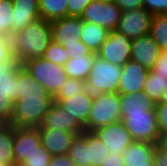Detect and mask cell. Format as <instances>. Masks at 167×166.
I'll list each match as a JSON object with an SVG mask.
<instances>
[{"label":"cell","instance_id":"44dd1931","mask_svg":"<svg viewBox=\"0 0 167 166\" xmlns=\"http://www.w3.org/2000/svg\"><path fill=\"white\" fill-rule=\"evenodd\" d=\"M20 66L21 63L14 55L0 64V97H6L13 103L17 100V70Z\"/></svg>","mask_w":167,"mask_h":166},{"label":"cell","instance_id":"ba28073f","mask_svg":"<svg viewBox=\"0 0 167 166\" xmlns=\"http://www.w3.org/2000/svg\"><path fill=\"white\" fill-rule=\"evenodd\" d=\"M121 9L114 1L93 0L82 13L81 20L114 31L120 20Z\"/></svg>","mask_w":167,"mask_h":166},{"label":"cell","instance_id":"603a6c76","mask_svg":"<svg viewBox=\"0 0 167 166\" xmlns=\"http://www.w3.org/2000/svg\"><path fill=\"white\" fill-rule=\"evenodd\" d=\"M97 56L96 52H92L84 58L74 57V59H69L64 65L67 76L69 78L86 81Z\"/></svg>","mask_w":167,"mask_h":166},{"label":"cell","instance_id":"8d00e7d4","mask_svg":"<svg viewBox=\"0 0 167 166\" xmlns=\"http://www.w3.org/2000/svg\"><path fill=\"white\" fill-rule=\"evenodd\" d=\"M14 103L6 97H0V120L2 123H10L13 114Z\"/></svg>","mask_w":167,"mask_h":166},{"label":"cell","instance_id":"d4e9b609","mask_svg":"<svg viewBox=\"0 0 167 166\" xmlns=\"http://www.w3.org/2000/svg\"><path fill=\"white\" fill-rule=\"evenodd\" d=\"M14 127L10 123L0 126V162L14 166Z\"/></svg>","mask_w":167,"mask_h":166},{"label":"cell","instance_id":"b9f144b4","mask_svg":"<svg viewBox=\"0 0 167 166\" xmlns=\"http://www.w3.org/2000/svg\"><path fill=\"white\" fill-rule=\"evenodd\" d=\"M153 159L156 166H167V149H165L161 144H157L153 154Z\"/></svg>","mask_w":167,"mask_h":166},{"label":"cell","instance_id":"4fadbf2b","mask_svg":"<svg viewBox=\"0 0 167 166\" xmlns=\"http://www.w3.org/2000/svg\"><path fill=\"white\" fill-rule=\"evenodd\" d=\"M37 128L14 127V166L24 162L41 144Z\"/></svg>","mask_w":167,"mask_h":166},{"label":"cell","instance_id":"8fae6325","mask_svg":"<svg viewBox=\"0 0 167 166\" xmlns=\"http://www.w3.org/2000/svg\"><path fill=\"white\" fill-rule=\"evenodd\" d=\"M93 132L103 141L109 152L113 154L122 155L133 142L122 121L99 127Z\"/></svg>","mask_w":167,"mask_h":166},{"label":"cell","instance_id":"ab89813d","mask_svg":"<svg viewBox=\"0 0 167 166\" xmlns=\"http://www.w3.org/2000/svg\"><path fill=\"white\" fill-rule=\"evenodd\" d=\"M48 166H77L68 154L53 155Z\"/></svg>","mask_w":167,"mask_h":166},{"label":"cell","instance_id":"9c48e42d","mask_svg":"<svg viewBox=\"0 0 167 166\" xmlns=\"http://www.w3.org/2000/svg\"><path fill=\"white\" fill-rule=\"evenodd\" d=\"M153 15L144 7L121 11L115 31L126 35L131 40L149 34Z\"/></svg>","mask_w":167,"mask_h":166},{"label":"cell","instance_id":"ac0fdd59","mask_svg":"<svg viewBox=\"0 0 167 166\" xmlns=\"http://www.w3.org/2000/svg\"><path fill=\"white\" fill-rule=\"evenodd\" d=\"M52 41L62 44L63 42H78L81 36L82 20L78 16H65L50 22Z\"/></svg>","mask_w":167,"mask_h":166},{"label":"cell","instance_id":"6da1fadb","mask_svg":"<svg viewBox=\"0 0 167 166\" xmlns=\"http://www.w3.org/2000/svg\"><path fill=\"white\" fill-rule=\"evenodd\" d=\"M17 100L10 124L13 127L38 128L54 102L44 87L23 68L17 70Z\"/></svg>","mask_w":167,"mask_h":166},{"label":"cell","instance_id":"277c9868","mask_svg":"<svg viewBox=\"0 0 167 166\" xmlns=\"http://www.w3.org/2000/svg\"><path fill=\"white\" fill-rule=\"evenodd\" d=\"M119 93L94 94L92 108L85 131L93 132L99 127L122 120Z\"/></svg>","mask_w":167,"mask_h":166},{"label":"cell","instance_id":"e0dca14e","mask_svg":"<svg viewBox=\"0 0 167 166\" xmlns=\"http://www.w3.org/2000/svg\"><path fill=\"white\" fill-rule=\"evenodd\" d=\"M38 131L41 144L52 156L67 154L74 138L78 135L64 130L38 129Z\"/></svg>","mask_w":167,"mask_h":166},{"label":"cell","instance_id":"8992f818","mask_svg":"<svg viewBox=\"0 0 167 166\" xmlns=\"http://www.w3.org/2000/svg\"><path fill=\"white\" fill-rule=\"evenodd\" d=\"M122 114V123L129 131L133 141L160 144L155 110L136 111Z\"/></svg>","mask_w":167,"mask_h":166},{"label":"cell","instance_id":"d590c367","mask_svg":"<svg viewBox=\"0 0 167 166\" xmlns=\"http://www.w3.org/2000/svg\"><path fill=\"white\" fill-rule=\"evenodd\" d=\"M93 0H68L67 16H78L80 17L84 12V9Z\"/></svg>","mask_w":167,"mask_h":166},{"label":"cell","instance_id":"836d02e7","mask_svg":"<svg viewBox=\"0 0 167 166\" xmlns=\"http://www.w3.org/2000/svg\"><path fill=\"white\" fill-rule=\"evenodd\" d=\"M62 45L68 51L69 59H74V57L84 58L92 53L80 39L78 42H63Z\"/></svg>","mask_w":167,"mask_h":166},{"label":"cell","instance_id":"7c38bea8","mask_svg":"<svg viewBox=\"0 0 167 166\" xmlns=\"http://www.w3.org/2000/svg\"><path fill=\"white\" fill-rule=\"evenodd\" d=\"M148 73V69L137 61L130 59L124 66H122L118 93L132 94L142 92Z\"/></svg>","mask_w":167,"mask_h":166},{"label":"cell","instance_id":"4dcf8cb0","mask_svg":"<svg viewBox=\"0 0 167 166\" xmlns=\"http://www.w3.org/2000/svg\"><path fill=\"white\" fill-rule=\"evenodd\" d=\"M87 90L86 81L67 78L66 81L61 85L59 91L53 96V98H67L70 95L80 94Z\"/></svg>","mask_w":167,"mask_h":166},{"label":"cell","instance_id":"5b68a950","mask_svg":"<svg viewBox=\"0 0 167 166\" xmlns=\"http://www.w3.org/2000/svg\"><path fill=\"white\" fill-rule=\"evenodd\" d=\"M22 66L51 96L59 91L68 78L64 66L52 63L44 57L29 59Z\"/></svg>","mask_w":167,"mask_h":166},{"label":"cell","instance_id":"ee69618b","mask_svg":"<svg viewBox=\"0 0 167 166\" xmlns=\"http://www.w3.org/2000/svg\"><path fill=\"white\" fill-rule=\"evenodd\" d=\"M160 102H167V88L163 90Z\"/></svg>","mask_w":167,"mask_h":166},{"label":"cell","instance_id":"f1b7e54d","mask_svg":"<svg viewBox=\"0 0 167 166\" xmlns=\"http://www.w3.org/2000/svg\"><path fill=\"white\" fill-rule=\"evenodd\" d=\"M12 0H0V36H12Z\"/></svg>","mask_w":167,"mask_h":166},{"label":"cell","instance_id":"cb8c5ba5","mask_svg":"<svg viewBox=\"0 0 167 166\" xmlns=\"http://www.w3.org/2000/svg\"><path fill=\"white\" fill-rule=\"evenodd\" d=\"M121 113L155 110L154 101L143 91L132 94H119Z\"/></svg>","mask_w":167,"mask_h":166},{"label":"cell","instance_id":"d6a6232c","mask_svg":"<svg viewBox=\"0 0 167 166\" xmlns=\"http://www.w3.org/2000/svg\"><path fill=\"white\" fill-rule=\"evenodd\" d=\"M155 112L157 118V127L160 138L167 136V102L155 103Z\"/></svg>","mask_w":167,"mask_h":166},{"label":"cell","instance_id":"7a4b0ae2","mask_svg":"<svg viewBox=\"0 0 167 166\" xmlns=\"http://www.w3.org/2000/svg\"><path fill=\"white\" fill-rule=\"evenodd\" d=\"M52 41L51 23L39 18L11 36L12 54L23 62L43 57Z\"/></svg>","mask_w":167,"mask_h":166},{"label":"cell","instance_id":"7402d4cb","mask_svg":"<svg viewBox=\"0 0 167 166\" xmlns=\"http://www.w3.org/2000/svg\"><path fill=\"white\" fill-rule=\"evenodd\" d=\"M109 31L94 23L82 21L80 40L92 51L98 52L106 40Z\"/></svg>","mask_w":167,"mask_h":166},{"label":"cell","instance_id":"484cf974","mask_svg":"<svg viewBox=\"0 0 167 166\" xmlns=\"http://www.w3.org/2000/svg\"><path fill=\"white\" fill-rule=\"evenodd\" d=\"M68 0H39L40 18L49 22L67 16Z\"/></svg>","mask_w":167,"mask_h":166},{"label":"cell","instance_id":"30bf717a","mask_svg":"<svg viewBox=\"0 0 167 166\" xmlns=\"http://www.w3.org/2000/svg\"><path fill=\"white\" fill-rule=\"evenodd\" d=\"M132 40L117 31H109L97 55L114 65L124 66L131 59Z\"/></svg>","mask_w":167,"mask_h":166},{"label":"cell","instance_id":"52a82bcc","mask_svg":"<svg viewBox=\"0 0 167 166\" xmlns=\"http://www.w3.org/2000/svg\"><path fill=\"white\" fill-rule=\"evenodd\" d=\"M121 73L122 66L97 56L86 79L87 90L91 94L117 93Z\"/></svg>","mask_w":167,"mask_h":166},{"label":"cell","instance_id":"7bdbcfd3","mask_svg":"<svg viewBox=\"0 0 167 166\" xmlns=\"http://www.w3.org/2000/svg\"><path fill=\"white\" fill-rule=\"evenodd\" d=\"M102 166H125L122 155L110 153Z\"/></svg>","mask_w":167,"mask_h":166},{"label":"cell","instance_id":"2e32d148","mask_svg":"<svg viewBox=\"0 0 167 166\" xmlns=\"http://www.w3.org/2000/svg\"><path fill=\"white\" fill-rule=\"evenodd\" d=\"M160 52V47L149 34L132 40L131 59L137 61L148 70L154 68Z\"/></svg>","mask_w":167,"mask_h":166},{"label":"cell","instance_id":"f6af8a7d","mask_svg":"<svg viewBox=\"0 0 167 166\" xmlns=\"http://www.w3.org/2000/svg\"><path fill=\"white\" fill-rule=\"evenodd\" d=\"M160 144H161L165 149H167V136H166V137H163V138L161 139Z\"/></svg>","mask_w":167,"mask_h":166},{"label":"cell","instance_id":"4316f807","mask_svg":"<svg viewBox=\"0 0 167 166\" xmlns=\"http://www.w3.org/2000/svg\"><path fill=\"white\" fill-rule=\"evenodd\" d=\"M166 88L167 80L161 76H156L152 70H149L143 92L151 98L154 103H158L161 100L163 90Z\"/></svg>","mask_w":167,"mask_h":166},{"label":"cell","instance_id":"74e56055","mask_svg":"<svg viewBox=\"0 0 167 166\" xmlns=\"http://www.w3.org/2000/svg\"><path fill=\"white\" fill-rule=\"evenodd\" d=\"M152 71L156 76H161L167 80V50H161Z\"/></svg>","mask_w":167,"mask_h":166},{"label":"cell","instance_id":"3957f363","mask_svg":"<svg viewBox=\"0 0 167 166\" xmlns=\"http://www.w3.org/2000/svg\"><path fill=\"white\" fill-rule=\"evenodd\" d=\"M67 154L77 166H102L110 152L94 132L84 131L76 135Z\"/></svg>","mask_w":167,"mask_h":166},{"label":"cell","instance_id":"83f0119b","mask_svg":"<svg viewBox=\"0 0 167 166\" xmlns=\"http://www.w3.org/2000/svg\"><path fill=\"white\" fill-rule=\"evenodd\" d=\"M149 35L161 50H167V15H153Z\"/></svg>","mask_w":167,"mask_h":166},{"label":"cell","instance_id":"9a60e30c","mask_svg":"<svg viewBox=\"0 0 167 166\" xmlns=\"http://www.w3.org/2000/svg\"><path fill=\"white\" fill-rule=\"evenodd\" d=\"M93 99L94 94H91L88 90L80 94L70 95L67 98H53L71 117H75L83 127L87 124Z\"/></svg>","mask_w":167,"mask_h":166},{"label":"cell","instance_id":"5bb4252c","mask_svg":"<svg viewBox=\"0 0 167 166\" xmlns=\"http://www.w3.org/2000/svg\"><path fill=\"white\" fill-rule=\"evenodd\" d=\"M37 129L64 130L73 133L82 134L85 129L75 119L71 117L65 109L61 108L55 101L49 108L41 125Z\"/></svg>","mask_w":167,"mask_h":166},{"label":"cell","instance_id":"1f68e13d","mask_svg":"<svg viewBox=\"0 0 167 166\" xmlns=\"http://www.w3.org/2000/svg\"><path fill=\"white\" fill-rule=\"evenodd\" d=\"M52 155L44 148L42 144L34 150L29 157L17 166H48Z\"/></svg>","mask_w":167,"mask_h":166},{"label":"cell","instance_id":"f35d334b","mask_svg":"<svg viewBox=\"0 0 167 166\" xmlns=\"http://www.w3.org/2000/svg\"><path fill=\"white\" fill-rule=\"evenodd\" d=\"M12 56L11 37L0 36V64L10 59Z\"/></svg>","mask_w":167,"mask_h":166},{"label":"cell","instance_id":"60d3db41","mask_svg":"<svg viewBox=\"0 0 167 166\" xmlns=\"http://www.w3.org/2000/svg\"><path fill=\"white\" fill-rule=\"evenodd\" d=\"M121 11H128L144 7L143 0H114Z\"/></svg>","mask_w":167,"mask_h":166},{"label":"cell","instance_id":"bcb514c9","mask_svg":"<svg viewBox=\"0 0 167 166\" xmlns=\"http://www.w3.org/2000/svg\"><path fill=\"white\" fill-rule=\"evenodd\" d=\"M0 166H7V165H5L4 163L0 162Z\"/></svg>","mask_w":167,"mask_h":166},{"label":"cell","instance_id":"d6986e66","mask_svg":"<svg viewBox=\"0 0 167 166\" xmlns=\"http://www.w3.org/2000/svg\"><path fill=\"white\" fill-rule=\"evenodd\" d=\"M12 35L40 18L37 0H12Z\"/></svg>","mask_w":167,"mask_h":166},{"label":"cell","instance_id":"e575fe53","mask_svg":"<svg viewBox=\"0 0 167 166\" xmlns=\"http://www.w3.org/2000/svg\"><path fill=\"white\" fill-rule=\"evenodd\" d=\"M143 5L152 15H167V0H143Z\"/></svg>","mask_w":167,"mask_h":166},{"label":"cell","instance_id":"ffe728a7","mask_svg":"<svg viewBox=\"0 0 167 166\" xmlns=\"http://www.w3.org/2000/svg\"><path fill=\"white\" fill-rule=\"evenodd\" d=\"M157 144L133 141L123 152L125 166H156L153 154Z\"/></svg>","mask_w":167,"mask_h":166},{"label":"cell","instance_id":"f546056e","mask_svg":"<svg viewBox=\"0 0 167 166\" xmlns=\"http://www.w3.org/2000/svg\"><path fill=\"white\" fill-rule=\"evenodd\" d=\"M43 57L52 63L64 66L69 60V53L62 44L51 41Z\"/></svg>","mask_w":167,"mask_h":166}]
</instances>
